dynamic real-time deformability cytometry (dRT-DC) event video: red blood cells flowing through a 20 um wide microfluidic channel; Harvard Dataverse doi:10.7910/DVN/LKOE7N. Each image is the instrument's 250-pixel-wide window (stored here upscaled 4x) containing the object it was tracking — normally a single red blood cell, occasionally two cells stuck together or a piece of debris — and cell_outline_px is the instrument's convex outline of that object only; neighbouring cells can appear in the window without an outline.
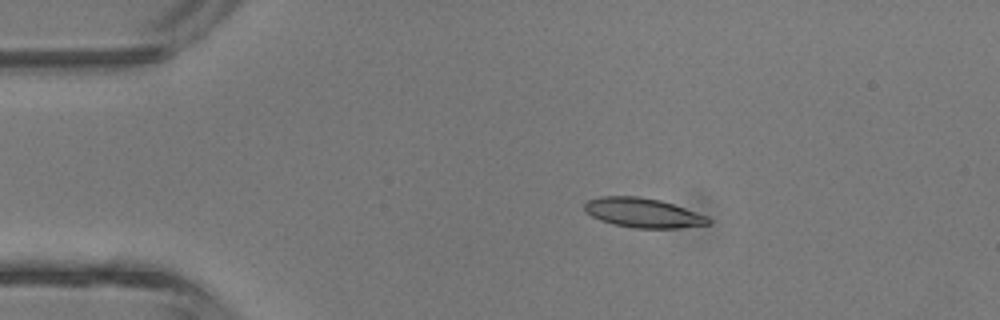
{"species": "common noctule bat (a hibernating species)", "species_latin": "Nyctalus noctula", "temperature_condition": "room temperature", "stored_images_in_passage": 3, "camera_frame_rate_fps": 3000, "um_per_image_px": 0.085, "animal": {"sex": "male", "body_mass_g": 13.3}, "frame": {"image": 1, "passage_image": 2, "time_ms": 1.333, "image_size_px": [1000, 320], "cell_outline_px": [[712, 220], [708, 224], [676, 228], [636, 228], [612, 224], [600, 220], [584, 212], [584, 204], [588, 200], [600, 196], [640, 196], [660, 200], [708, 216]], "centroid_in_image_um": [54.62, 18.08], "position_along_channel_um": 30.4, "area_um2": 21.27}}